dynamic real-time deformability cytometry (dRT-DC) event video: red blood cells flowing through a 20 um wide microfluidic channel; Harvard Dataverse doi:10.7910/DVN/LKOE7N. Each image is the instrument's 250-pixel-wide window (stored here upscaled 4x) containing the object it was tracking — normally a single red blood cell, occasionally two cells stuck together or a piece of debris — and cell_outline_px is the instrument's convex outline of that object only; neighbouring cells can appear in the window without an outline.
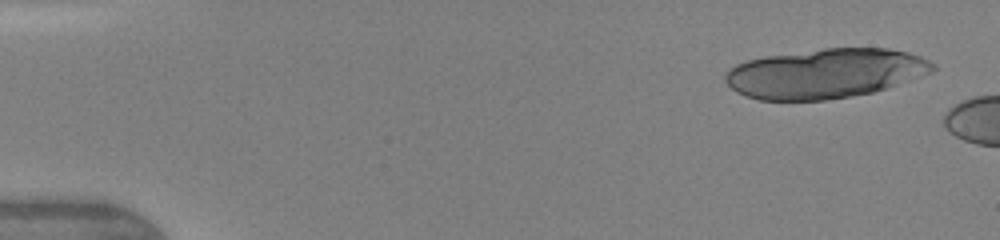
{"species": "human", "species_latin": "Homo sapiens", "temperature_condition": "warm", "stored_images_in_passage": 2, "camera_frame_rate_fps": 3000, "um_per_image_px": 0.085, "donor": {"sex": "female"}, "frame": {"image": 1, "passage_image": 1, "time_ms": 0.0, "image_size_px": [1000, 240], "cell_outline_px": [[936, 68], [932, 72], [888, 88], [872, 92], [852, 96], [824, 100], [760, 100], [744, 96], [736, 92], [724, 80], [724, 76], [728, 68], [736, 64], [748, 60], [764, 56], [824, 48], [888, 48], [908, 52], [920, 56], [936, 64]], "centroid_in_image_um": [70.14, 6.24], "position_along_channel_um": 14.9, "area_um2": 60.17}}